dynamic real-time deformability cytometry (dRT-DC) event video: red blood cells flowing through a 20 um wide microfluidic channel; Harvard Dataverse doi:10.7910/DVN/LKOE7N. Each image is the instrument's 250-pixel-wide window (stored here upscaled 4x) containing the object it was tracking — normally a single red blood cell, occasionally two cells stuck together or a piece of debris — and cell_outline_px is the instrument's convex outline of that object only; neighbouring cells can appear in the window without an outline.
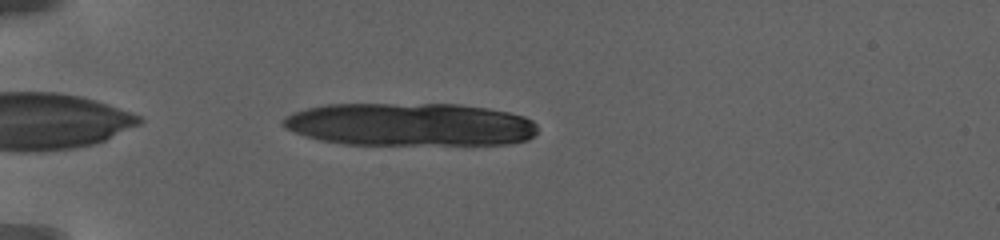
{"species": "human", "species_latin": "Homo sapiens", "temperature_condition": "warm", "stored_images_in_passage": 9, "camera_frame_rate_fps": 3000, "um_per_image_px": 0.085, "donor": {"sex": "female"}, "frame": {"image": 1, "passage_image": 4, "time_ms": 0.667, "image_size_px": [1000, 240], "cell_outline_px": [[536, 132], [528, 140], [504, 144], [344, 144], [320, 140], [284, 128], [280, 124], [280, 120], [284, 116], [292, 112], [308, 108], [328, 104], [460, 104], [488, 108], [508, 112], [524, 116], [532, 120], [536, 124]], "centroid_in_image_um": [34.82, 10.57], "position_along_channel_um": 50.2, "area_um2": 63.98}}